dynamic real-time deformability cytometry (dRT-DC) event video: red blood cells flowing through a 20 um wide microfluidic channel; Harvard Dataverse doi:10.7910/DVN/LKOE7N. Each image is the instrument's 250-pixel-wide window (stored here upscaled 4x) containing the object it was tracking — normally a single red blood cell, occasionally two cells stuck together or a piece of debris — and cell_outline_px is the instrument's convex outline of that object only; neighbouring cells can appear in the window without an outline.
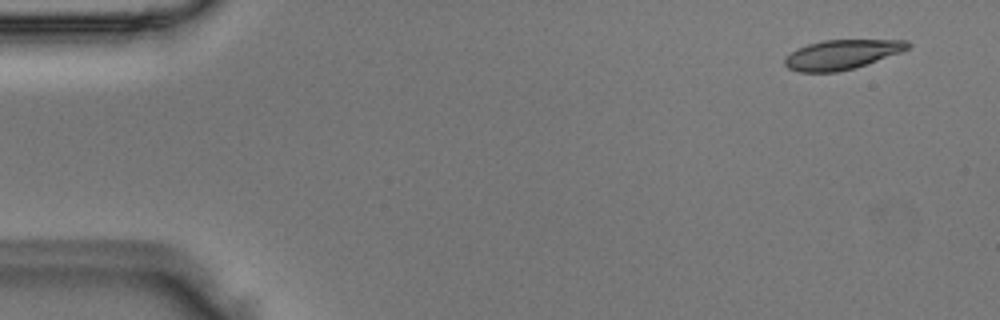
{"species": "Egyptian fruit bat (a non-hibernating species)", "species_latin": "Rousettus aegyptiacus", "temperature_condition": "room temperature", "stored_images_in_passage": 5, "camera_frame_rate_fps": 3000, "um_per_image_px": 0.085, "animal": {"sex": "male"}, "frame": {"image": 1, "passage_image": 1, "time_ms": 0.0, "image_size_px": [1000, 320], "cell_outline_px": [[912, 44], [908, 48], [900, 52], [852, 68], [836, 72], [800, 72], [788, 68], [784, 64], [784, 60], [796, 48], [808, 44], [824, 40], [908, 40]], "centroid_in_image_um": [71.53, 4.62], "position_along_channel_um": 13.5, "area_um2": 20.81}}
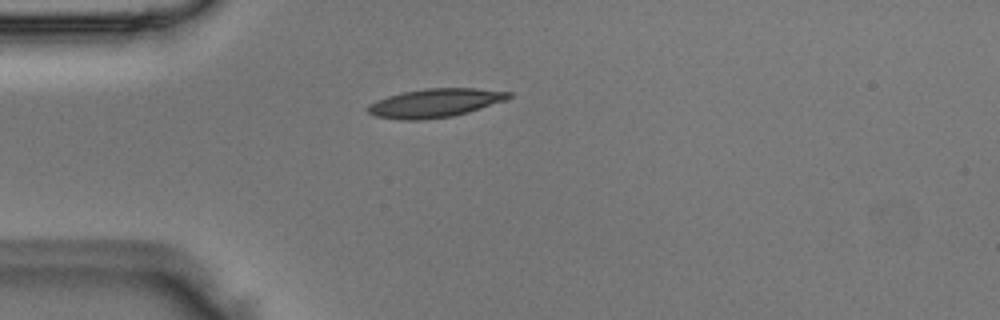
{"frame": {"image": 2, "passage_image": 4, "time_ms": 1.0, "image_size_px": [1000, 320], "cell_outline_px": [[512, 96], [504, 100], [468, 112], [452, 116], [420, 120], [400, 120], [376, 116], [368, 112], [368, 104], [376, 100], [388, 96], [404, 92], [424, 88], [476, 88], [512, 92]], "centroid_in_image_um": [36.96, 8.75], "position_along_channel_um": 48.0, "area_um2": 23.35}}